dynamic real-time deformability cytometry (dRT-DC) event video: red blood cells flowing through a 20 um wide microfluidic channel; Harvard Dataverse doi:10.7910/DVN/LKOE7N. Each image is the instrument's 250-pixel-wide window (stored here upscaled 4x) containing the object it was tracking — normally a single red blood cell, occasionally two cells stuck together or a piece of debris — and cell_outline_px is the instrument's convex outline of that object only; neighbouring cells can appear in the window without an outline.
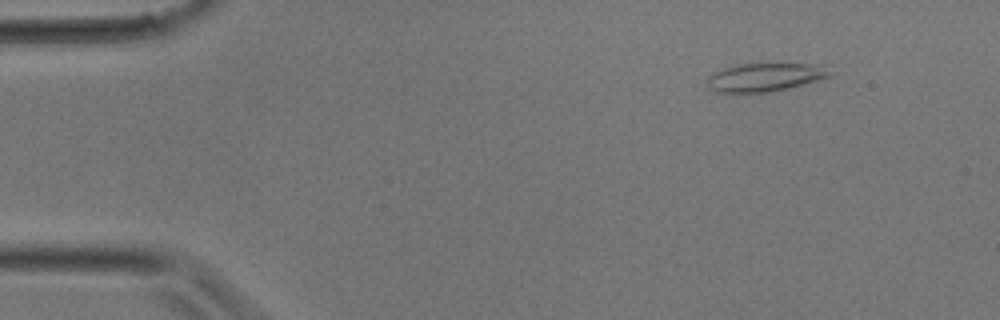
{"species": "common noctule bat (a hibernating species)", "species_latin": "Nyctalus noctula", "temperature_condition": "room temperature", "stored_images_in_passage": 28, "camera_frame_rate_fps": 3000, "um_per_image_px": 0.085, "animal": {"sex": "male", "body_mass_g": 17.9}, "frame": {"image": 1, "passage_image": 1, "time_ms": 0.0, "image_size_px": [1000, 320], "cell_outline_px": [[836, 72], [832, 76], [804, 84], [788, 88], [768, 92], [724, 96], [708, 88], [708, 76], [712, 72], [736, 64], [812, 64]], "centroid_in_image_um": [64.92, 6.61], "position_along_channel_um": 20.1, "area_um2": 20.92}}
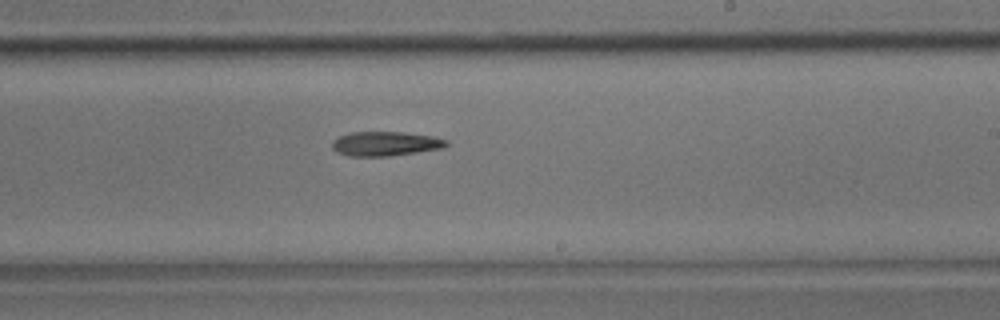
{"frame": {"image": 2, "passage_image": 16, "time_ms": 5.0, "image_size_px": [1000, 320], "cell_outline_px": [[448, 144], [444, 148], [388, 156], [348, 156], [336, 152], [332, 148], [332, 140], [340, 136], [352, 132], [404, 132], [432, 136], [448, 140]], "centroid_in_image_um": [32.75, 12.21], "position_along_channel_um": 256.3, "area_um2": 16.24}}
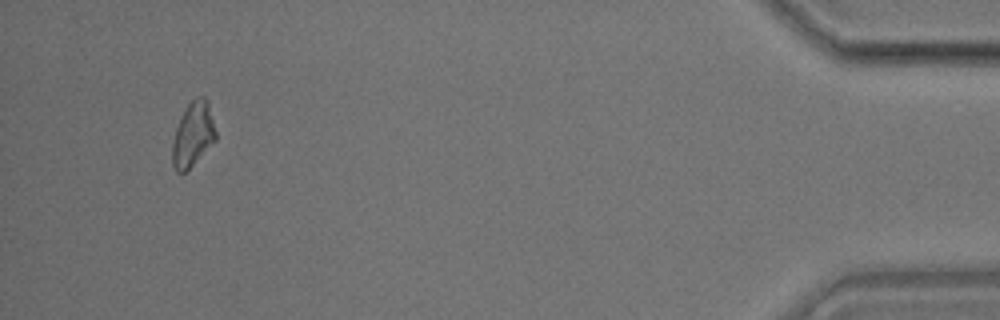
{"frame": {"image": 3, "passage_image": 27, "time_ms": 8.667, "image_size_px": [1000, 320], "cell_outline_px": [[216, 140], [184, 172], [176, 172], [172, 164], [172, 144], [176, 128], [188, 104], [196, 96], [204, 96], [208, 100], [216, 132]], "centroid_in_image_um": [16.41, 11.4], "position_along_channel_um": 418.8, "area_um2": 16.01}}